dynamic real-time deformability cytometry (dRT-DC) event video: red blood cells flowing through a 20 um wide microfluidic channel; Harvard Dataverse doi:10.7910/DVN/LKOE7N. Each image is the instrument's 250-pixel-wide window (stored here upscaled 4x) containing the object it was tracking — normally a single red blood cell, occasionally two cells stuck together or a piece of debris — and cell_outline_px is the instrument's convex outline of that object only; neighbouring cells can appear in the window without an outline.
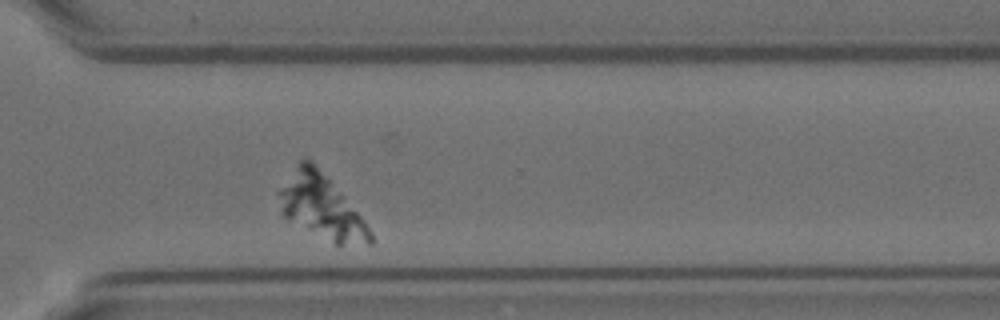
{"species": "Egyptian fruit bat (a non-hibernating species)", "species_latin": "Rousettus aegyptiacus", "temperature_condition": "room temperature", "stored_images_in_passage": 30, "camera_frame_rate_fps": 3000, "um_per_image_px": 0.085, "animal": {"sex": "female"}, "frame": {"image": 1, "passage_image": 26, "time_ms": 8.333, "image_size_px": [1000, 320], "cell_outline_px": [[372, 244], [336, 248], [284, 216], [280, 212], [276, 192], [296, 164], [300, 160], [312, 160], [344, 196], [360, 216], [372, 232]], "centroid_in_image_um": [27.3, 17.64], "position_along_channel_um": 343.3, "area_um2": 34.51}}